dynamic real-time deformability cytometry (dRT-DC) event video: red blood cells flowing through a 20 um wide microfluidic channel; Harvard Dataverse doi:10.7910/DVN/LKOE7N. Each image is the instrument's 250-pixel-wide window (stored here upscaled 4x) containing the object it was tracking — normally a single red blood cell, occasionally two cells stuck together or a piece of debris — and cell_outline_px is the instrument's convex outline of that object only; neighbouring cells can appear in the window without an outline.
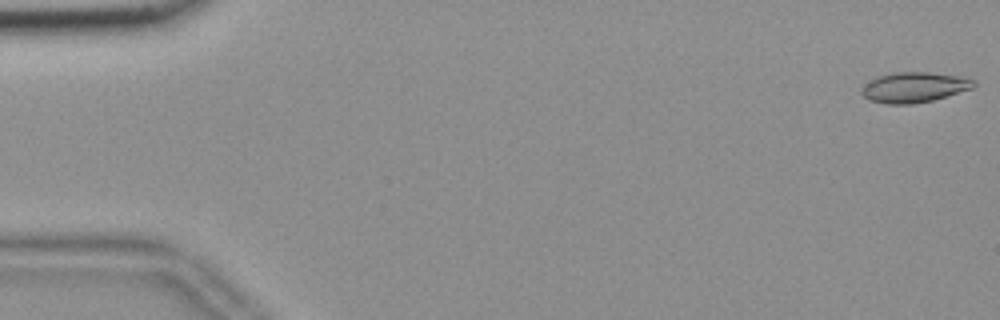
{"species": "common noctule bat (a hibernating species)", "species_latin": "Nyctalus noctula", "temperature_condition": "room temperature", "stored_images_in_passage": 55, "camera_frame_rate_fps": 3000, "um_per_image_px": 0.085, "animal": {"sex": "female", "body_mass_g": 18.4}, "frame": {"image": 1, "passage_image": 1, "time_ms": 0.0, "image_size_px": [1000, 320], "cell_outline_px": [[976, 84], [972, 88], [932, 100], [912, 104], [884, 104], [868, 100], [860, 92], [860, 88], [876, 76], [892, 72], [928, 72], [960, 76], [976, 80]], "centroid_in_image_um": [77.66, 7.41], "position_along_channel_um": 7.3, "area_um2": 19.88}}
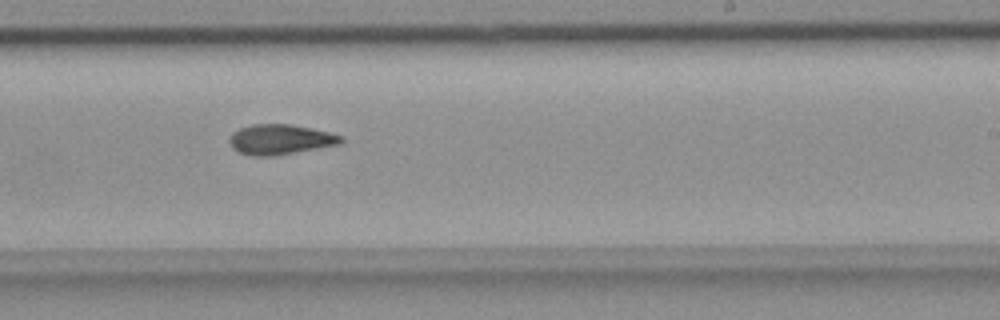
{"frame": {"image": 2, "passage_image": 34, "time_ms": 11.0, "image_size_px": [1000, 320], "cell_outline_px": [[344, 140], [340, 144], [272, 156], [252, 156], [240, 152], [232, 148], [228, 140], [232, 132], [240, 128], [252, 124], [292, 124], [312, 128], [344, 136]], "centroid_in_image_um": [23.81, 11.84], "position_along_channel_um": 265.2, "area_um2": 19.59}}
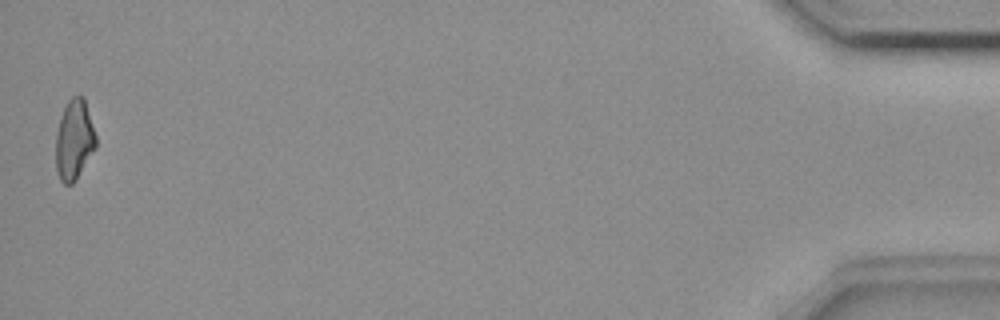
{"frame": {"image": 3, "passage_image": 55, "time_ms": 18.0, "image_size_px": [1000, 320], "cell_outline_px": [[96, 148], [76, 180], [72, 184], [64, 184], [60, 180], [56, 168], [56, 132], [60, 116], [68, 100], [72, 96], [84, 96], [96, 136]], "centroid_in_image_um": [6.31, 11.89], "position_along_channel_um": 428.9, "area_um2": 18.84}, "authors_computed_cell_mechanics": {"area_um2": 19.3052, "velocity_mm_per_s": 3.6774, "shape_relaxation_time_tau1_ms": null, "shape_relaxation_time_tau2_ms": 7.6627, "deformation_change_tau1": null, "deformation_change_tau2": 0.1497}}